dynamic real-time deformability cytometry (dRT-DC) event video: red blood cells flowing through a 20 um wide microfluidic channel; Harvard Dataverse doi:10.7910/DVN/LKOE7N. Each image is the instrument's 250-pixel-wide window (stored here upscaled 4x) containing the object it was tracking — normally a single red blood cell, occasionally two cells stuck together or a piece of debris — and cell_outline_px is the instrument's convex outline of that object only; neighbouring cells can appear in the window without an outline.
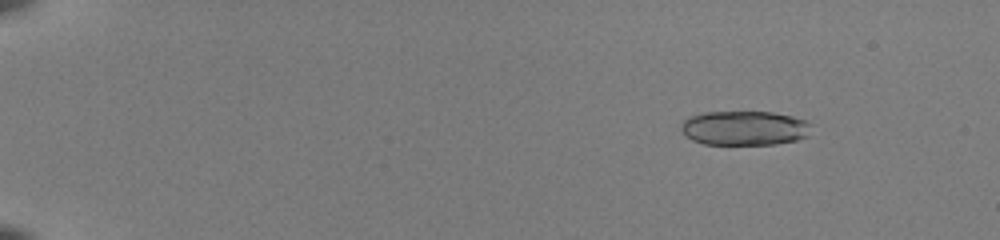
{"species": "common noctule bat (a hibernating species)", "species_latin": "Nyctalus noctula", "temperature_condition": "room temperature", "stored_images_in_passage": 25, "camera_frame_rate_fps": 3000, "um_per_image_px": 0.085, "animal": {"sex": "female", "body_mass_g": 22.0, "forearm_length_mm": 56.7}, "frame": {"image": 1, "passage_image": 5, "time_ms": 1.333, "image_size_px": [1000, 240], "cell_outline_px": [[812, 124], [808, 136], [796, 140], [776, 144], [704, 144], [692, 140], [684, 136], [680, 128], [680, 124], [688, 116], [704, 112], [772, 112], [792, 116], [808, 120]], "centroid_in_image_um": [63.27, 10.88], "position_along_channel_um": 21.7, "area_um2": 26.47}}